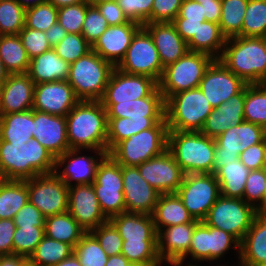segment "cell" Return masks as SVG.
<instances>
[{
    "label": "cell",
    "mask_w": 266,
    "mask_h": 266,
    "mask_svg": "<svg viewBox=\"0 0 266 266\" xmlns=\"http://www.w3.org/2000/svg\"><path fill=\"white\" fill-rule=\"evenodd\" d=\"M243 19V37H266V0H249Z\"/></svg>",
    "instance_id": "cell-44"
},
{
    "label": "cell",
    "mask_w": 266,
    "mask_h": 266,
    "mask_svg": "<svg viewBox=\"0 0 266 266\" xmlns=\"http://www.w3.org/2000/svg\"><path fill=\"white\" fill-rule=\"evenodd\" d=\"M44 236V226L16 227L13 235V254L29 259Z\"/></svg>",
    "instance_id": "cell-47"
},
{
    "label": "cell",
    "mask_w": 266,
    "mask_h": 266,
    "mask_svg": "<svg viewBox=\"0 0 266 266\" xmlns=\"http://www.w3.org/2000/svg\"><path fill=\"white\" fill-rule=\"evenodd\" d=\"M213 60L210 55L188 51L176 62L165 67L158 82L164 100L181 91L199 87L205 70Z\"/></svg>",
    "instance_id": "cell-9"
},
{
    "label": "cell",
    "mask_w": 266,
    "mask_h": 266,
    "mask_svg": "<svg viewBox=\"0 0 266 266\" xmlns=\"http://www.w3.org/2000/svg\"><path fill=\"white\" fill-rule=\"evenodd\" d=\"M239 160L249 169L266 168V141L252 145L239 154Z\"/></svg>",
    "instance_id": "cell-58"
},
{
    "label": "cell",
    "mask_w": 266,
    "mask_h": 266,
    "mask_svg": "<svg viewBox=\"0 0 266 266\" xmlns=\"http://www.w3.org/2000/svg\"><path fill=\"white\" fill-rule=\"evenodd\" d=\"M54 156L36 138L26 143L0 140V178L28 180L55 171Z\"/></svg>",
    "instance_id": "cell-1"
},
{
    "label": "cell",
    "mask_w": 266,
    "mask_h": 266,
    "mask_svg": "<svg viewBox=\"0 0 266 266\" xmlns=\"http://www.w3.org/2000/svg\"><path fill=\"white\" fill-rule=\"evenodd\" d=\"M219 60L246 84H264L266 37L237 36L226 39Z\"/></svg>",
    "instance_id": "cell-3"
},
{
    "label": "cell",
    "mask_w": 266,
    "mask_h": 266,
    "mask_svg": "<svg viewBox=\"0 0 266 266\" xmlns=\"http://www.w3.org/2000/svg\"><path fill=\"white\" fill-rule=\"evenodd\" d=\"M74 254L82 266H106L109 258L90 232H86L75 245Z\"/></svg>",
    "instance_id": "cell-45"
},
{
    "label": "cell",
    "mask_w": 266,
    "mask_h": 266,
    "mask_svg": "<svg viewBox=\"0 0 266 266\" xmlns=\"http://www.w3.org/2000/svg\"><path fill=\"white\" fill-rule=\"evenodd\" d=\"M127 266H150L149 264H142L136 262H129Z\"/></svg>",
    "instance_id": "cell-75"
},
{
    "label": "cell",
    "mask_w": 266,
    "mask_h": 266,
    "mask_svg": "<svg viewBox=\"0 0 266 266\" xmlns=\"http://www.w3.org/2000/svg\"><path fill=\"white\" fill-rule=\"evenodd\" d=\"M107 20L95 5H89L86 10L82 27V36L93 45L108 28Z\"/></svg>",
    "instance_id": "cell-53"
},
{
    "label": "cell",
    "mask_w": 266,
    "mask_h": 266,
    "mask_svg": "<svg viewBox=\"0 0 266 266\" xmlns=\"http://www.w3.org/2000/svg\"><path fill=\"white\" fill-rule=\"evenodd\" d=\"M128 261L122 254L109 256L106 266H127Z\"/></svg>",
    "instance_id": "cell-68"
},
{
    "label": "cell",
    "mask_w": 266,
    "mask_h": 266,
    "mask_svg": "<svg viewBox=\"0 0 266 266\" xmlns=\"http://www.w3.org/2000/svg\"><path fill=\"white\" fill-rule=\"evenodd\" d=\"M55 53L69 64L86 55L92 50V45L82 34L67 33L60 43L52 47Z\"/></svg>",
    "instance_id": "cell-49"
},
{
    "label": "cell",
    "mask_w": 266,
    "mask_h": 266,
    "mask_svg": "<svg viewBox=\"0 0 266 266\" xmlns=\"http://www.w3.org/2000/svg\"><path fill=\"white\" fill-rule=\"evenodd\" d=\"M183 0H154L151 8V23L172 22L178 15Z\"/></svg>",
    "instance_id": "cell-57"
},
{
    "label": "cell",
    "mask_w": 266,
    "mask_h": 266,
    "mask_svg": "<svg viewBox=\"0 0 266 266\" xmlns=\"http://www.w3.org/2000/svg\"><path fill=\"white\" fill-rule=\"evenodd\" d=\"M70 64L58 56L53 49L30 59L27 74L36 84L52 81H67Z\"/></svg>",
    "instance_id": "cell-32"
},
{
    "label": "cell",
    "mask_w": 266,
    "mask_h": 266,
    "mask_svg": "<svg viewBox=\"0 0 266 266\" xmlns=\"http://www.w3.org/2000/svg\"><path fill=\"white\" fill-rule=\"evenodd\" d=\"M92 186L102 213L108 220L126 212L122 166L109 154L99 163Z\"/></svg>",
    "instance_id": "cell-11"
},
{
    "label": "cell",
    "mask_w": 266,
    "mask_h": 266,
    "mask_svg": "<svg viewBox=\"0 0 266 266\" xmlns=\"http://www.w3.org/2000/svg\"><path fill=\"white\" fill-rule=\"evenodd\" d=\"M107 153L120 141L135 134L131 118H107Z\"/></svg>",
    "instance_id": "cell-56"
},
{
    "label": "cell",
    "mask_w": 266,
    "mask_h": 266,
    "mask_svg": "<svg viewBox=\"0 0 266 266\" xmlns=\"http://www.w3.org/2000/svg\"><path fill=\"white\" fill-rule=\"evenodd\" d=\"M141 27L140 24L133 21L108 26L92 45V50L116 67L124 58L133 36Z\"/></svg>",
    "instance_id": "cell-24"
},
{
    "label": "cell",
    "mask_w": 266,
    "mask_h": 266,
    "mask_svg": "<svg viewBox=\"0 0 266 266\" xmlns=\"http://www.w3.org/2000/svg\"><path fill=\"white\" fill-rule=\"evenodd\" d=\"M126 212L151 215L160 196L139 173L137 167L122 166Z\"/></svg>",
    "instance_id": "cell-21"
},
{
    "label": "cell",
    "mask_w": 266,
    "mask_h": 266,
    "mask_svg": "<svg viewBox=\"0 0 266 266\" xmlns=\"http://www.w3.org/2000/svg\"><path fill=\"white\" fill-rule=\"evenodd\" d=\"M33 138L56 159L70 149L66 117L34 110Z\"/></svg>",
    "instance_id": "cell-23"
},
{
    "label": "cell",
    "mask_w": 266,
    "mask_h": 266,
    "mask_svg": "<svg viewBox=\"0 0 266 266\" xmlns=\"http://www.w3.org/2000/svg\"><path fill=\"white\" fill-rule=\"evenodd\" d=\"M9 74L6 72L3 63L0 59V86L4 83Z\"/></svg>",
    "instance_id": "cell-72"
},
{
    "label": "cell",
    "mask_w": 266,
    "mask_h": 266,
    "mask_svg": "<svg viewBox=\"0 0 266 266\" xmlns=\"http://www.w3.org/2000/svg\"><path fill=\"white\" fill-rule=\"evenodd\" d=\"M44 232L46 237L68 243L73 247L86 233L68 211L46 217Z\"/></svg>",
    "instance_id": "cell-36"
},
{
    "label": "cell",
    "mask_w": 266,
    "mask_h": 266,
    "mask_svg": "<svg viewBox=\"0 0 266 266\" xmlns=\"http://www.w3.org/2000/svg\"><path fill=\"white\" fill-rule=\"evenodd\" d=\"M18 35L30 59L52 49L44 31L24 27Z\"/></svg>",
    "instance_id": "cell-55"
},
{
    "label": "cell",
    "mask_w": 266,
    "mask_h": 266,
    "mask_svg": "<svg viewBox=\"0 0 266 266\" xmlns=\"http://www.w3.org/2000/svg\"><path fill=\"white\" fill-rule=\"evenodd\" d=\"M172 23L185 42H188L197 33L200 24H202V22L188 20L187 18H175Z\"/></svg>",
    "instance_id": "cell-63"
},
{
    "label": "cell",
    "mask_w": 266,
    "mask_h": 266,
    "mask_svg": "<svg viewBox=\"0 0 266 266\" xmlns=\"http://www.w3.org/2000/svg\"><path fill=\"white\" fill-rule=\"evenodd\" d=\"M28 200L44 217L68 211L69 187L54 172L27 180Z\"/></svg>",
    "instance_id": "cell-15"
},
{
    "label": "cell",
    "mask_w": 266,
    "mask_h": 266,
    "mask_svg": "<svg viewBox=\"0 0 266 266\" xmlns=\"http://www.w3.org/2000/svg\"><path fill=\"white\" fill-rule=\"evenodd\" d=\"M83 151L84 149H69L56 158L54 173L68 187L92 184L95 180L99 163L108 154L106 151L85 149V151L91 153L90 155L88 153L84 155L85 151Z\"/></svg>",
    "instance_id": "cell-16"
},
{
    "label": "cell",
    "mask_w": 266,
    "mask_h": 266,
    "mask_svg": "<svg viewBox=\"0 0 266 266\" xmlns=\"http://www.w3.org/2000/svg\"><path fill=\"white\" fill-rule=\"evenodd\" d=\"M143 27L152 36L163 68L176 62L189 51L187 42L177 33L172 22L146 23Z\"/></svg>",
    "instance_id": "cell-26"
},
{
    "label": "cell",
    "mask_w": 266,
    "mask_h": 266,
    "mask_svg": "<svg viewBox=\"0 0 266 266\" xmlns=\"http://www.w3.org/2000/svg\"><path fill=\"white\" fill-rule=\"evenodd\" d=\"M213 109L199 87L176 93L165 101L168 130L200 132Z\"/></svg>",
    "instance_id": "cell-5"
},
{
    "label": "cell",
    "mask_w": 266,
    "mask_h": 266,
    "mask_svg": "<svg viewBox=\"0 0 266 266\" xmlns=\"http://www.w3.org/2000/svg\"><path fill=\"white\" fill-rule=\"evenodd\" d=\"M193 1H197V2H212V0H193Z\"/></svg>",
    "instance_id": "cell-78"
},
{
    "label": "cell",
    "mask_w": 266,
    "mask_h": 266,
    "mask_svg": "<svg viewBox=\"0 0 266 266\" xmlns=\"http://www.w3.org/2000/svg\"><path fill=\"white\" fill-rule=\"evenodd\" d=\"M203 6V14L206 21L219 24L221 17V0H212V2H199Z\"/></svg>",
    "instance_id": "cell-64"
},
{
    "label": "cell",
    "mask_w": 266,
    "mask_h": 266,
    "mask_svg": "<svg viewBox=\"0 0 266 266\" xmlns=\"http://www.w3.org/2000/svg\"><path fill=\"white\" fill-rule=\"evenodd\" d=\"M114 66L91 50L70 64L67 82L79 100L100 101Z\"/></svg>",
    "instance_id": "cell-7"
},
{
    "label": "cell",
    "mask_w": 266,
    "mask_h": 266,
    "mask_svg": "<svg viewBox=\"0 0 266 266\" xmlns=\"http://www.w3.org/2000/svg\"><path fill=\"white\" fill-rule=\"evenodd\" d=\"M227 264H228V263L225 262L224 265L219 263L218 265H214V266H228ZM233 266H245V265H243V264H241V263L238 262V265L235 264V265H233Z\"/></svg>",
    "instance_id": "cell-77"
},
{
    "label": "cell",
    "mask_w": 266,
    "mask_h": 266,
    "mask_svg": "<svg viewBox=\"0 0 266 266\" xmlns=\"http://www.w3.org/2000/svg\"><path fill=\"white\" fill-rule=\"evenodd\" d=\"M168 264V265H167ZM163 265H166V266H184V264L182 263H179V262H162L160 264V266H163ZM185 266H191V265H185Z\"/></svg>",
    "instance_id": "cell-73"
},
{
    "label": "cell",
    "mask_w": 266,
    "mask_h": 266,
    "mask_svg": "<svg viewBox=\"0 0 266 266\" xmlns=\"http://www.w3.org/2000/svg\"><path fill=\"white\" fill-rule=\"evenodd\" d=\"M28 258L19 255L0 256V266H27Z\"/></svg>",
    "instance_id": "cell-67"
},
{
    "label": "cell",
    "mask_w": 266,
    "mask_h": 266,
    "mask_svg": "<svg viewBox=\"0 0 266 266\" xmlns=\"http://www.w3.org/2000/svg\"><path fill=\"white\" fill-rule=\"evenodd\" d=\"M68 212L86 232L108 221L92 184L69 186Z\"/></svg>",
    "instance_id": "cell-20"
},
{
    "label": "cell",
    "mask_w": 266,
    "mask_h": 266,
    "mask_svg": "<svg viewBox=\"0 0 266 266\" xmlns=\"http://www.w3.org/2000/svg\"><path fill=\"white\" fill-rule=\"evenodd\" d=\"M102 105L107 118H131L135 124V134L165 119V100L159 88L145 98Z\"/></svg>",
    "instance_id": "cell-13"
},
{
    "label": "cell",
    "mask_w": 266,
    "mask_h": 266,
    "mask_svg": "<svg viewBox=\"0 0 266 266\" xmlns=\"http://www.w3.org/2000/svg\"><path fill=\"white\" fill-rule=\"evenodd\" d=\"M117 69L136 75H145L159 82L163 66L152 36L142 26L133 36L124 58Z\"/></svg>",
    "instance_id": "cell-14"
},
{
    "label": "cell",
    "mask_w": 266,
    "mask_h": 266,
    "mask_svg": "<svg viewBox=\"0 0 266 266\" xmlns=\"http://www.w3.org/2000/svg\"><path fill=\"white\" fill-rule=\"evenodd\" d=\"M53 266H82V265L80 264L76 255L73 253L68 258H65L64 260Z\"/></svg>",
    "instance_id": "cell-69"
},
{
    "label": "cell",
    "mask_w": 266,
    "mask_h": 266,
    "mask_svg": "<svg viewBox=\"0 0 266 266\" xmlns=\"http://www.w3.org/2000/svg\"><path fill=\"white\" fill-rule=\"evenodd\" d=\"M86 3L89 5H96L97 3L100 2H106V1H114V0H84Z\"/></svg>",
    "instance_id": "cell-74"
},
{
    "label": "cell",
    "mask_w": 266,
    "mask_h": 266,
    "mask_svg": "<svg viewBox=\"0 0 266 266\" xmlns=\"http://www.w3.org/2000/svg\"><path fill=\"white\" fill-rule=\"evenodd\" d=\"M121 254L130 262L160 266L157 241L128 242L123 241Z\"/></svg>",
    "instance_id": "cell-46"
},
{
    "label": "cell",
    "mask_w": 266,
    "mask_h": 266,
    "mask_svg": "<svg viewBox=\"0 0 266 266\" xmlns=\"http://www.w3.org/2000/svg\"><path fill=\"white\" fill-rule=\"evenodd\" d=\"M109 221L118 230L123 241H157V231L151 215L123 212Z\"/></svg>",
    "instance_id": "cell-30"
},
{
    "label": "cell",
    "mask_w": 266,
    "mask_h": 266,
    "mask_svg": "<svg viewBox=\"0 0 266 266\" xmlns=\"http://www.w3.org/2000/svg\"><path fill=\"white\" fill-rule=\"evenodd\" d=\"M249 172L239 159L220 168L215 176L220 185L221 196L242 199Z\"/></svg>",
    "instance_id": "cell-38"
},
{
    "label": "cell",
    "mask_w": 266,
    "mask_h": 266,
    "mask_svg": "<svg viewBox=\"0 0 266 266\" xmlns=\"http://www.w3.org/2000/svg\"><path fill=\"white\" fill-rule=\"evenodd\" d=\"M198 223L190 222L157 231V252L162 262H179L188 253Z\"/></svg>",
    "instance_id": "cell-27"
},
{
    "label": "cell",
    "mask_w": 266,
    "mask_h": 266,
    "mask_svg": "<svg viewBox=\"0 0 266 266\" xmlns=\"http://www.w3.org/2000/svg\"><path fill=\"white\" fill-rule=\"evenodd\" d=\"M225 42L226 38L222 35L219 24L204 21L187 45L189 51L204 53L213 59H219Z\"/></svg>",
    "instance_id": "cell-35"
},
{
    "label": "cell",
    "mask_w": 266,
    "mask_h": 266,
    "mask_svg": "<svg viewBox=\"0 0 266 266\" xmlns=\"http://www.w3.org/2000/svg\"><path fill=\"white\" fill-rule=\"evenodd\" d=\"M157 88L158 82L151 77L125 73L114 67L100 102L117 104V102L145 98Z\"/></svg>",
    "instance_id": "cell-17"
},
{
    "label": "cell",
    "mask_w": 266,
    "mask_h": 266,
    "mask_svg": "<svg viewBox=\"0 0 266 266\" xmlns=\"http://www.w3.org/2000/svg\"><path fill=\"white\" fill-rule=\"evenodd\" d=\"M238 159L239 154L220 153V151L215 147L212 174H215L220 168L224 167L226 164L231 163V161L233 162Z\"/></svg>",
    "instance_id": "cell-65"
},
{
    "label": "cell",
    "mask_w": 266,
    "mask_h": 266,
    "mask_svg": "<svg viewBox=\"0 0 266 266\" xmlns=\"http://www.w3.org/2000/svg\"><path fill=\"white\" fill-rule=\"evenodd\" d=\"M176 18H187L188 20L204 22L206 21L203 14L201 3L193 0H183L180 7L179 15Z\"/></svg>",
    "instance_id": "cell-62"
},
{
    "label": "cell",
    "mask_w": 266,
    "mask_h": 266,
    "mask_svg": "<svg viewBox=\"0 0 266 266\" xmlns=\"http://www.w3.org/2000/svg\"><path fill=\"white\" fill-rule=\"evenodd\" d=\"M215 143L201 132L168 130L167 150L184 174H211Z\"/></svg>",
    "instance_id": "cell-4"
},
{
    "label": "cell",
    "mask_w": 266,
    "mask_h": 266,
    "mask_svg": "<svg viewBox=\"0 0 266 266\" xmlns=\"http://www.w3.org/2000/svg\"><path fill=\"white\" fill-rule=\"evenodd\" d=\"M176 194L195 220L203 221L221 196L215 174H185Z\"/></svg>",
    "instance_id": "cell-12"
},
{
    "label": "cell",
    "mask_w": 266,
    "mask_h": 266,
    "mask_svg": "<svg viewBox=\"0 0 266 266\" xmlns=\"http://www.w3.org/2000/svg\"><path fill=\"white\" fill-rule=\"evenodd\" d=\"M28 201L27 180L0 178V219H13Z\"/></svg>",
    "instance_id": "cell-39"
},
{
    "label": "cell",
    "mask_w": 266,
    "mask_h": 266,
    "mask_svg": "<svg viewBox=\"0 0 266 266\" xmlns=\"http://www.w3.org/2000/svg\"><path fill=\"white\" fill-rule=\"evenodd\" d=\"M129 21L143 26L151 23V8L154 0H116Z\"/></svg>",
    "instance_id": "cell-54"
},
{
    "label": "cell",
    "mask_w": 266,
    "mask_h": 266,
    "mask_svg": "<svg viewBox=\"0 0 266 266\" xmlns=\"http://www.w3.org/2000/svg\"><path fill=\"white\" fill-rule=\"evenodd\" d=\"M247 84L219 59H214L205 70L199 88L213 108L238 94Z\"/></svg>",
    "instance_id": "cell-18"
},
{
    "label": "cell",
    "mask_w": 266,
    "mask_h": 266,
    "mask_svg": "<svg viewBox=\"0 0 266 266\" xmlns=\"http://www.w3.org/2000/svg\"><path fill=\"white\" fill-rule=\"evenodd\" d=\"M88 3L81 2L58 8L57 22L67 33L81 34Z\"/></svg>",
    "instance_id": "cell-51"
},
{
    "label": "cell",
    "mask_w": 266,
    "mask_h": 266,
    "mask_svg": "<svg viewBox=\"0 0 266 266\" xmlns=\"http://www.w3.org/2000/svg\"><path fill=\"white\" fill-rule=\"evenodd\" d=\"M13 221L16 227L44 226L45 217L29 201L16 213Z\"/></svg>",
    "instance_id": "cell-59"
},
{
    "label": "cell",
    "mask_w": 266,
    "mask_h": 266,
    "mask_svg": "<svg viewBox=\"0 0 266 266\" xmlns=\"http://www.w3.org/2000/svg\"><path fill=\"white\" fill-rule=\"evenodd\" d=\"M266 129L260 125L243 121L230 127L215 138V147L220 153L240 154L252 145L265 139Z\"/></svg>",
    "instance_id": "cell-29"
},
{
    "label": "cell",
    "mask_w": 266,
    "mask_h": 266,
    "mask_svg": "<svg viewBox=\"0 0 266 266\" xmlns=\"http://www.w3.org/2000/svg\"><path fill=\"white\" fill-rule=\"evenodd\" d=\"M256 266H266V263L259 264V265H256Z\"/></svg>",
    "instance_id": "cell-79"
},
{
    "label": "cell",
    "mask_w": 266,
    "mask_h": 266,
    "mask_svg": "<svg viewBox=\"0 0 266 266\" xmlns=\"http://www.w3.org/2000/svg\"><path fill=\"white\" fill-rule=\"evenodd\" d=\"M152 217L156 231L175 225L200 222L192 217L176 193L160 194Z\"/></svg>",
    "instance_id": "cell-33"
},
{
    "label": "cell",
    "mask_w": 266,
    "mask_h": 266,
    "mask_svg": "<svg viewBox=\"0 0 266 266\" xmlns=\"http://www.w3.org/2000/svg\"><path fill=\"white\" fill-rule=\"evenodd\" d=\"M258 213L266 214V196H265L264 206L258 211Z\"/></svg>",
    "instance_id": "cell-76"
},
{
    "label": "cell",
    "mask_w": 266,
    "mask_h": 266,
    "mask_svg": "<svg viewBox=\"0 0 266 266\" xmlns=\"http://www.w3.org/2000/svg\"><path fill=\"white\" fill-rule=\"evenodd\" d=\"M108 256L122 252L123 239L115 226L108 220L90 231Z\"/></svg>",
    "instance_id": "cell-52"
},
{
    "label": "cell",
    "mask_w": 266,
    "mask_h": 266,
    "mask_svg": "<svg viewBox=\"0 0 266 266\" xmlns=\"http://www.w3.org/2000/svg\"><path fill=\"white\" fill-rule=\"evenodd\" d=\"M166 119L117 143L108 154L121 166L137 167L167 150Z\"/></svg>",
    "instance_id": "cell-8"
},
{
    "label": "cell",
    "mask_w": 266,
    "mask_h": 266,
    "mask_svg": "<svg viewBox=\"0 0 266 266\" xmlns=\"http://www.w3.org/2000/svg\"><path fill=\"white\" fill-rule=\"evenodd\" d=\"M137 168L141 176L161 194L176 193L185 175L168 150Z\"/></svg>",
    "instance_id": "cell-19"
},
{
    "label": "cell",
    "mask_w": 266,
    "mask_h": 266,
    "mask_svg": "<svg viewBox=\"0 0 266 266\" xmlns=\"http://www.w3.org/2000/svg\"><path fill=\"white\" fill-rule=\"evenodd\" d=\"M0 59L8 74L28 72L30 58L18 34L0 36Z\"/></svg>",
    "instance_id": "cell-37"
},
{
    "label": "cell",
    "mask_w": 266,
    "mask_h": 266,
    "mask_svg": "<svg viewBox=\"0 0 266 266\" xmlns=\"http://www.w3.org/2000/svg\"><path fill=\"white\" fill-rule=\"evenodd\" d=\"M35 83L27 73L9 74L0 86V114L32 109Z\"/></svg>",
    "instance_id": "cell-25"
},
{
    "label": "cell",
    "mask_w": 266,
    "mask_h": 266,
    "mask_svg": "<svg viewBox=\"0 0 266 266\" xmlns=\"http://www.w3.org/2000/svg\"><path fill=\"white\" fill-rule=\"evenodd\" d=\"M80 100L67 81H52L36 84L32 109L66 117Z\"/></svg>",
    "instance_id": "cell-22"
},
{
    "label": "cell",
    "mask_w": 266,
    "mask_h": 266,
    "mask_svg": "<svg viewBox=\"0 0 266 266\" xmlns=\"http://www.w3.org/2000/svg\"><path fill=\"white\" fill-rule=\"evenodd\" d=\"M45 35L50 45L54 47L67 35V31L57 22L45 31Z\"/></svg>",
    "instance_id": "cell-66"
},
{
    "label": "cell",
    "mask_w": 266,
    "mask_h": 266,
    "mask_svg": "<svg viewBox=\"0 0 266 266\" xmlns=\"http://www.w3.org/2000/svg\"><path fill=\"white\" fill-rule=\"evenodd\" d=\"M73 253L72 245L44 236L28 261L32 266H53Z\"/></svg>",
    "instance_id": "cell-40"
},
{
    "label": "cell",
    "mask_w": 266,
    "mask_h": 266,
    "mask_svg": "<svg viewBox=\"0 0 266 266\" xmlns=\"http://www.w3.org/2000/svg\"><path fill=\"white\" fill-rule=\"evenodd\" d=\"M16 225L13 219H0V256L13 254V235Z\"/></svg>",
    "instance_id": "cell-61"
},
{
    "label": "cell",
    "mask_w": 266,
    "mask_h": 266,
    "mask_svg": "<svg viewBox=\"0 0 266 266\" xmlns=\"http://www.w3.org/2000/svg\"><path fill=\"white\" fill-rule=\"evenodd\" d=\"M257 214L258 211L243 199L220 196L203 222L224 230L241 242Z\"/></svg>",
    "instance_id": "cell-10"
},
{
    "label": "cell",
    "mask_w": 266,
    "mask_h": 266,
    "mask_svg": "<svg viewBox=\"0 0 266 266\" xmlns=\"http://www.w3.org/2000/svg\"><path fill=\"white\" fill-rule=\"evenodd\" d=\"M70 149L107 152V112L100 101L80 100L66 115Z\"/></svg>",
    "instance_id": "cell-2"
},
{
    "label": "cell",
    "mask_w": 266,
    "mask_h": 266,
    "mask_svg": "<svg viewBox=\"0 0 266 266\" xmlns=\"http://www.w3.org/2000/svg\"><path fill=\"white\" fill-rule=\"evenodd\" d=\"M265 196L266 168L250 170L242 199L259 211L264 206Z\"/></svg>",
    "instance_id": "cell-50"
},
{
    "label": "cell",
    "mask_w": 266,
    "mask_h": 266,
    "mask_svg": "<svg viewBox=\"0 0 266 266\" xmlns=\"http://www.w3.org/2000/svg\"><path fill=\"white\" fill-rule=\"evenodd\" d=\"M245 87L236 95L231 96L208 115L201 133L210 138H216L230 127H235L244 121Z\"/></svg>",
    "instance_id": "cell-28"
},
{
    "label": "cell",
    "mask_w": 266,
    "mask_h": 266,
    "mask_svg": "<svg viewBox=\"0 0 266 266\" xmlns=\"http://www.w3.org/2000/svg\"><path fill=\"white\" fill-rule=\"evenodd\" d=\"M245 266L266 263V214L258 213L250 229L240 242L237 261Z\"/></svg>",
    "instance_id": "cell-31"
},
{
    "label": "cell",
    "mask_w": 266,
    "mask_h": 266,
    "mask_svg": "<svg viewBox=\"0 0 266 266\" xmlns=\"http://www.w3.org/2000/svg\"><path fill=\"white\" fill-rule=\"evenodd\" d=\"M244 121L260 125L266 129L265 84H247L245 86Z\"/></svg>",
    "instance_id": "cell-42"
},
{
    "label": "cell",
    "mask_w": 266,
    "mask_h": 266,
    "mask_svg": "<svg viewBox=\"0 0 266 266\" xmlns=\"http://www.w3.org/2000/svg\"><path fill=\"white\" fill-rule=\"evenodd\" d=\"M232 250L236 252H231ZM228 251L235 253L234 255H237L239 260L240 242L224 230L208 226L200 221L193 231L189 251L179 263L197 266L200 262L199 266H201V262L204 265L208 262L210 266L212 263V265L214 263L218 265V261L225 260L224 256H227Z\"/></svg>",
    "instance_id": "cell-6"
},
{
    "label": "cell",
    "mask_w": 266,
    "mask_h": 266,
    "mask_svg": "<svg viewBox=\"0 0 266 266\" xmlns=\"http://www.w3.org/2000/svg\"><path fill=\"white\" fill-rule=\"evenodd\" d=\"M57 17L58 8L46 1L26 9L24 27L45 32L57 23Z\"/></svg>",
    "instance_id": "cell-48"
},
{
    "label": "cell",
    "mask_w": 266,
    "mask_h": 266,
    "mask_svg": "<svg viewBox=\"0 0 266 266\" xmlns=\"http://www.w3.org/2000/svg\"><path fill=\"white\" fill-rule=\"evenodd\" d=\"M19 2L25 9L36 6L38 4L44 3L47 0H16Z\"/></svg>",
    "instance_id": "cell-71"
},
{
    "label": "cell",
    "mask_w": 266,
    "mask_h": 266,
    "mask_svg": "<svg viewBox=\"0 0 266 266\" xmlns=\"http://www.w3.org/2000/svg\"><path fill=\"white\" fill-rule=\"evenodd\" d=\"M34 109L24 112L0 114V140L26 143L33 138Z\"/></svg>",
    "instance_id": "cell-34"
},
{
    "label": "cell",
    "mask_w": 266,
    "mask_h": 266,
    "mask_svg": "<svg viewBox=\"0 0 266 266\" xmlns=\"http://www.w3.org/2000/svg\"><path fill=\"white\" fill-rule=\"evenodd\" d=\"M109 26L120 25L129 22L117 1L100 2L95 5Z\"/></svg>",
    "instance_id": "cell-60"
},
{
    "label": "cell",
    "mask_w": 266,
    "mask_h": 266,
    "mask_svg": "<svg viewBox=\"0 0 266 266\" xmlns=\"http://www.w3.org/2000/svg\"><path fill=\"white\" fill-rule=\"evenodd\" d=\"M49 3H52L56 8L69 6L73 4H79L84 2V0H47Z\"/></svg>",
    "instance_id": "cell-70"
},
{
    "label": "cell",
    "mask_w": 266,
    "mask_h": 266,
    "mask_svg": "<svg viewBox=\"0 0 266 266\" xmlns=\"http://www.w3.org/2000/svg\"><path fill=\"white\" fill-rule=\"evenodd\" d=\"M249 0H221L220 30L226 38L242 36V25Z\"/></svg>",
    "instance_id": "cell-41"
},
{
    "label": "cell",
    "mask_w": 266,
    "mask_h": 266,
    "mask_svg": "<svg viewBox=\"0 0 266 266\" xmlns=\"http://www.w3.org/2000/svg\"><path fill=\"white\" fill-rule=\"evenodd\" d=\"M25 12L16 0H0V36L19 34L25 26Z\"/></svg>",
    "instance_id": "cell-43"
}]
</instances>
